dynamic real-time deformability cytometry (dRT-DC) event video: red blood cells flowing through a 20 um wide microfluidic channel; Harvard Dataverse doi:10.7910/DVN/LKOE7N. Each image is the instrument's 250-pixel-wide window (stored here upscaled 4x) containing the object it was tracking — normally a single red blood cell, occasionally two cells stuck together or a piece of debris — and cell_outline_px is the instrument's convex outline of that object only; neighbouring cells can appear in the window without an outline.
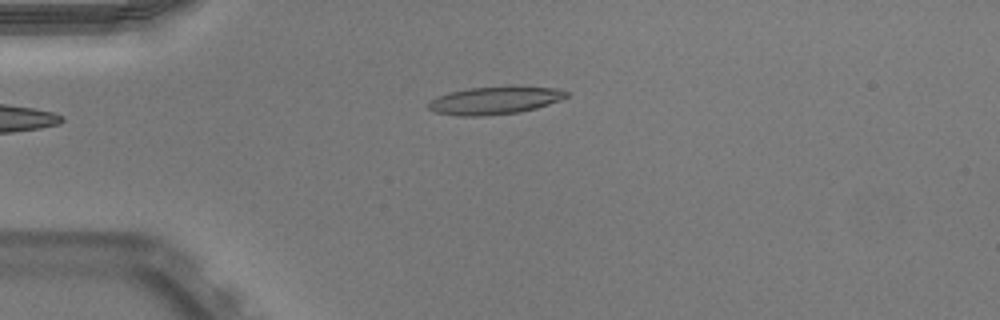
{"species": "Egyptian fruit bat (a non-hibernating species)", "species_latin": "Rousettus aegyptiacus", "temperature_condition": "warm", "stored_images_in_passage": 39, "camera_frame_rate_fps": 3000, "um_per_image_px": 0.085, "animal": {"sex": "male"}, "frame": {"image": 1, "passage_image": 1, "time_ms": 0.0, "image_size_px": [1000, 320], "cell_outline_px": [[568, 96], [560, 100], [536, 108], [520, 112], [484, 116], [460, 116], [436, 112], [428, 108], [428, 104], [436, 96], [448, 92], [468, 88], [556, 88], [568, 92]], "centroid_in_image_um": [42.0, 8.56], "position_along_channel_um": 43.0, "area_um2": 21.62}}
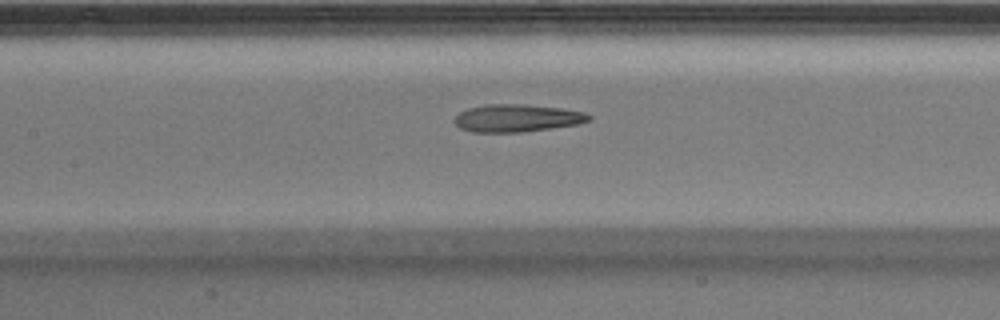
{"frame": {"image": 2, "passage_image": 12, "time_ms": 3.667, "image_size_px": [1000, 320], "cell_outline_px": [[592, 120], [576, 124], [524, 132], [472, 132], [460, 128], [456, 124], [456, 116], [460, 112], [468, 108], [488, 104], [524, 104], [560, 108], [584, 112], [592, 116]], "centroid_in_image_um": [43.96, 10.04], "position_along_channel_um": 163.4, "area_um2": 21.44}}
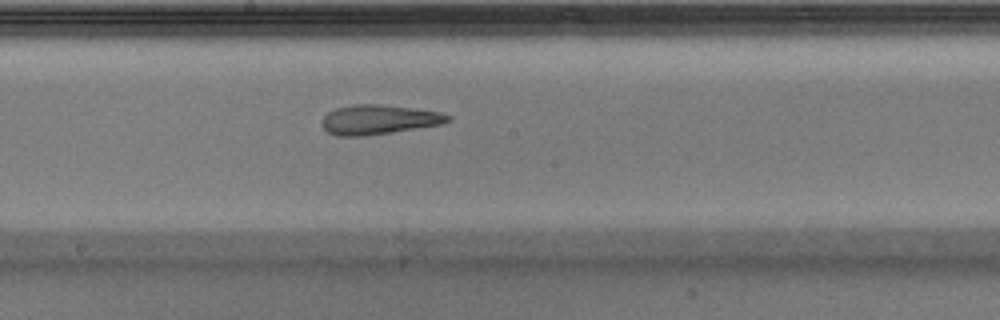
{"frame": {"image": 3, "passage_image": 16, "time_ms": 5.0, "image_size_px": [1000, 320], "cell_outline_px": [[452, 120], [444, 124], [392, 132], [364, 136], [336, 136], [328, 132], [320, 124], [320, 120], [328, 112], [336, 108], [352, 104], [380, 104], [412, 108], [440, 112], [452, 116]], "centroid_in_image_um": [32.19, 10.17], "position_along_channel_um": 216.0, "area_um2": 21.91}, "authors_computed_cell_mechanics": {"area_um2": 22.4842, "velocity_mm_per_s": 3.944, "shape_relaxation_time_tau1_ms": null, "shape_relaxation_time_tau2_ms": 2.9429, "deformation_change_tau1": null, "deformation_change_tau2": 0.1356}}